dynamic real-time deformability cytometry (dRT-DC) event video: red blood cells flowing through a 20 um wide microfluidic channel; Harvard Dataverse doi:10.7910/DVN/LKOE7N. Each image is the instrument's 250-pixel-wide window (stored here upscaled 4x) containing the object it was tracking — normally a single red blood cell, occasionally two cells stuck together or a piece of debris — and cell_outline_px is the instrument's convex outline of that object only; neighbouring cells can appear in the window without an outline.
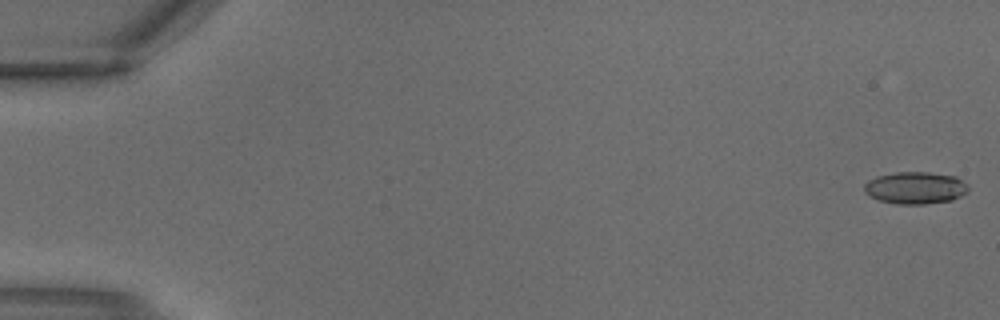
{"species": "common noctule bat (a hibernating species)", "species_latin": "Nyctalus noctula", "temperature_condition": "warm", "stored_images_in_passage": 3, "segment_of_instrument_passage": [2, 2], "camera_frame_rate_fps": 3000, "um_per_image_px": 0.085, "animal": {"sex": "male", "body_mass_g": 18.8}, "frame": {"image": 1, "passage_image": 3, "time_ms": 0.667, "image_size_px": [1000, 320], "cell_outline_px": [[968, 192], [952, 200], [924, 204], [896, 204], [880, 200], [864, 192], [864, 184], [868, 180], [876, 176], [896, 172], [928, 172], [956, 176], [968, 184]], "centroid_in_image_um": [77.82, 15.96], "position_along_channel_um": 7.2, "area_um2": 19.54}}